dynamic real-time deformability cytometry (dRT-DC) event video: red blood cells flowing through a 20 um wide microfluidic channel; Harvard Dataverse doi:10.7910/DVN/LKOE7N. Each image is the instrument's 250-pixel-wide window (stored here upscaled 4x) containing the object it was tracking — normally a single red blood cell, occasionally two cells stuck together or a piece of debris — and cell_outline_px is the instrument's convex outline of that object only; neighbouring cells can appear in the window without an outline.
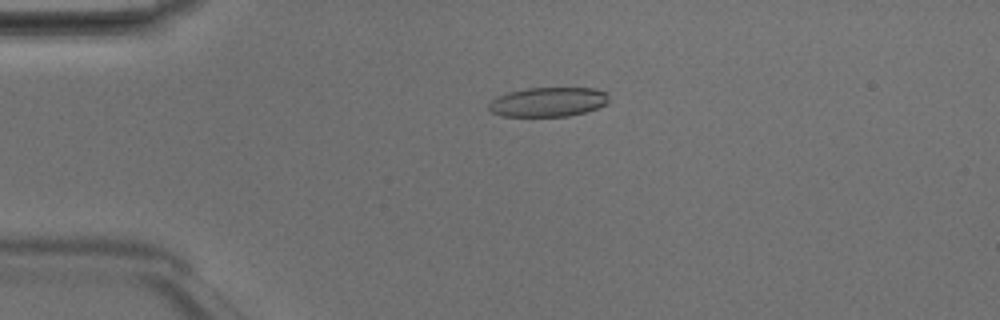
{"species": "Egyptian fruit bat (a non-hibernating species)", "species_latin": "Rousettus aegyptiacus", "temperature_condition": "room temperature", "stored_images_in_passage": 48, "camera_frame_rate_fps": 3000, "um_per_image_px": 0.085, "animal": {"sex": "male"}, "frame": {"image": 1, "passage_image": 11, "time_ms": 3.333, "image_size_px": [1000, 320], "cell_outline_px": [[608, 100], [604, 104], [596, 108], [584, 112], [568, 116], [500, 116], [492, 112], [488, 108], [488, 104], [492, 100], [508, 92], [528, 88], [596, 88], [608, 92]], "centroid_in_image_um": [46.59, 8.66], "position_along_channel_um": 38.4, "area_um2": 20.46}}
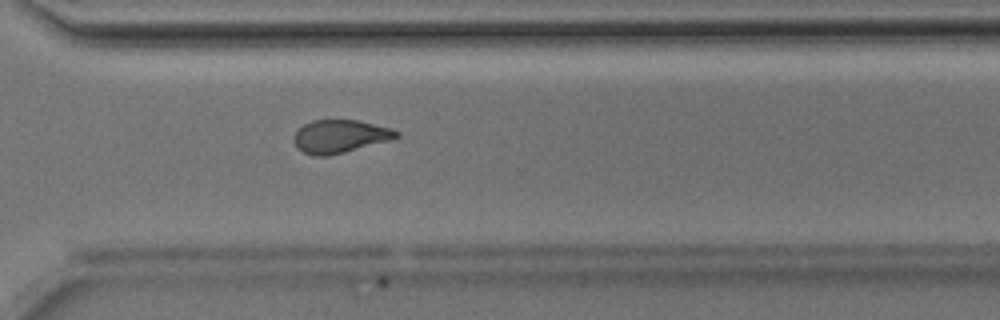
{"frame": {"image": 2, "passage_image": 35, "time_ms": 11.333, "image_size_px": [1000, 320], "cell_outline_px": [[400, 136], [392, 140], [328, 156], [312, 156], [296, 148], [292, 140], [292, 136], [304, 124], [312, 120], [356, 120], [392, 128], [400, 132]], "centroid_in_image_um": [28.89, 11.6], "position_along_channel_um": 341.7, "area_um2": 19.94}}
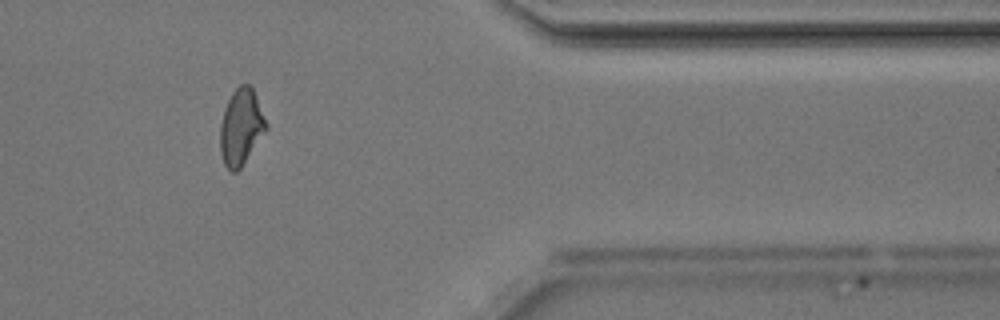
{"frame": {"image": 3, "passage_image": 40, "time_ms": 13.0, "image_size_px": [1000, 320], "cell_outline_px": [[268, 128], [240, 168], [236, 172], [232, 172], [224, 164], [220, 152], [220, 124], [224, 108], [232, 92], [240, 84], [248, 84], [252, 88], [268, 124]], "centroid_in_image_um": [20.48, 10.79], "position_along_channel_um": 390.9, "area_um2": 20.29}, "authors_computed_cell_mechanics": {"area_um2": 20.6924, "velocity_mm_per_s": 4.198, "shape_relaxation_time_tau1_ms": 5.3895, "shape_relaxation_time_tau2_ms": 2.275, "deformation_change_tau1": 0.1428, "deformation_change_tau2": 0.0903}}